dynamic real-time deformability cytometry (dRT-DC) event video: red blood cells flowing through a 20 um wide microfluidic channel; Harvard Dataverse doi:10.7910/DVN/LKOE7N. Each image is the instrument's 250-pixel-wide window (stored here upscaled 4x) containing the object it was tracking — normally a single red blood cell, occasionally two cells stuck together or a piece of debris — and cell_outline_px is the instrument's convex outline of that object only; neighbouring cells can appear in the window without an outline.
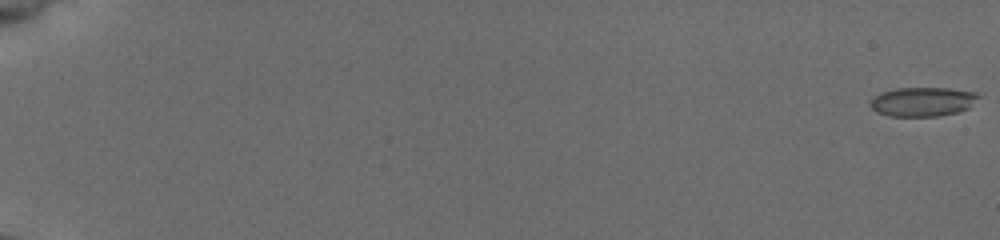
{"species": "common noctule bat (a hibernating species)", "species_latin": "Nyctalus noctula", "temperature_condition": "cold", "stored_images_in_passage": 56, "camera_frame_rate_fps": 3000, "um_per_image_px": 0.085, "animal": {"sex": "female", "body_mass_g": 19.5, "forearm_length_mm": 54.1}, "frame": {"image": 1, "passage_image": 1, "time_ms": 0.0, "image_size_px": [1000, 240], "cell_outline_px": [[984, 96], [968, 108], [956, 112], [936, 116], [888, 116], [876, 112], [868, 104], [868, 100], [872, 96], [880, 92], [896, 88], [948, 88], [976, 92]], "centroid_in_image_um": [78.4, 8.63], "position_along_channel_um": 6.6, "area_um2": 18.79}}
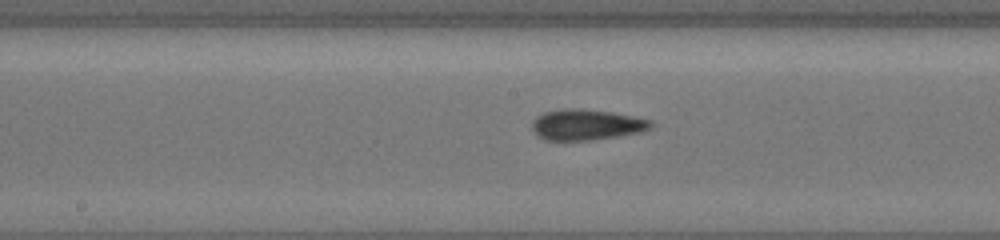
{"frame": {"image": 2, "passage_image": 32, "time_ms": 10.333, "image_size_px": [1000, 240], "cell_outline_px": [[652, 128], [640, 132], [616, 136], [588, 140], [544, 140], [532, 128], [532, 120], [536, 116], [544, 112], [564, 108], [580, 108], [612, 112], [652, 120]], "centroid_in_image_um": [49.84, 10.58], "position_along_channel_um": 198.4, "area_um2": 21.21}}
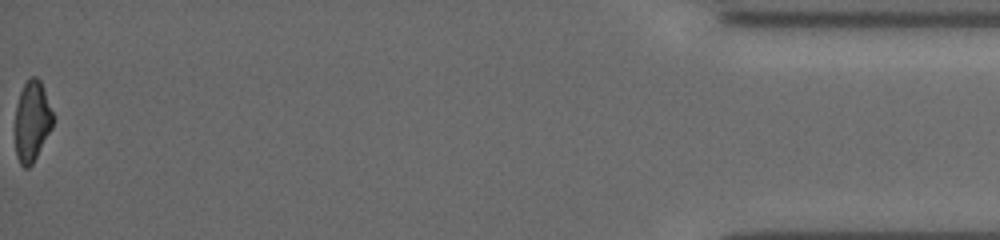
{"frame": {"image": 3, "passage_image": 56, "time_ms": 18.333, "image_size_px": [1000, 240], "cell_outline_px": [[52, 128], [32, 164], [28, 168], [24, 168], [20, 164], [16, 156], [16, 104], [20, 92], [24, 84], [32, 76], [36, 76], [40, 80], [52, 112]], "centroid_in_image_um": [2.71, 10.32], "position_along_channel_um": 432.5, "area_um2": 17.4}, "authors_computed_cell_mechanics": {"area_um2": 19.7387, "velocity_mm_per_s": 3.9333, "shape_relaxation_time_tau1_ms": 7.621, "shape_relaxation_time_tau2_ms": 3.5291, "deformation_change_tau1": 0.1635, "deformation_change_tau2": 0.0897}}